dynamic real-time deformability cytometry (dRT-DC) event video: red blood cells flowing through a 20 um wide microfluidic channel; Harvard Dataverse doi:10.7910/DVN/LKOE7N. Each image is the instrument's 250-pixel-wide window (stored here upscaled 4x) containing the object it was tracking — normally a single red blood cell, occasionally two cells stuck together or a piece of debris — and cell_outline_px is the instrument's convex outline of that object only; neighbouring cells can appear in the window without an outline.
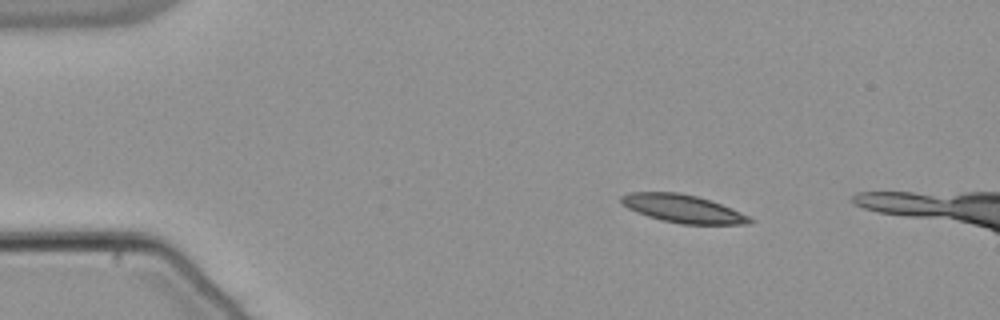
{"species": "common noctule bat (a hibernating species)", "species_latin": "Nyctalus noctula", "temperature_condition": "warm", "stored_images_in_passage": 47, "camera_frame_rate_fps": 3000, "um_per_image_px": 0.085, "animal": {"sex": "male", "body_mass_g": 21.5, "forearm_length_mm": 52.0}, "frame": {"image": 1, "passage_image": 1, "time_ms": 0.0, "image_size_px": [1000, 320], "cell_outline_px": [[756, 220], [752, 224], [680, 224], [648, 216], [636, 212], [628, 208], [620, 200], [620, 196], [628, 192], [676, 192], [696, 196], [720, 204], [740, 212]], "centroid_in_image_um": [58.04, 17.74], "position_along_channel_um": 27.0, "area_um2": 20.75}}
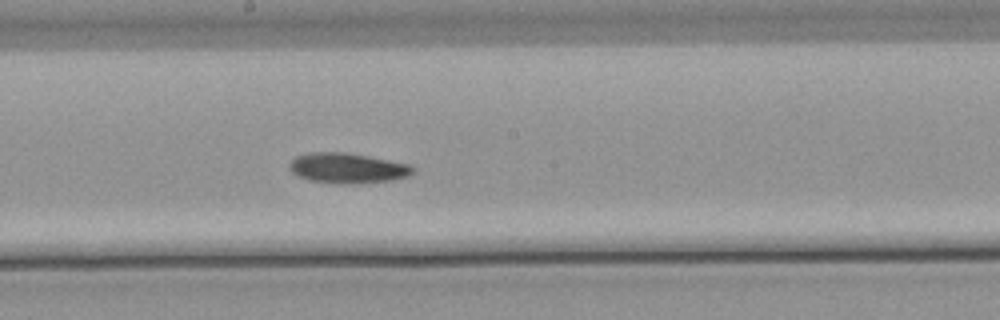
{"frame": {"image": 2, "passage_image": 22, "time_ms": 7.0, "image_size_px": [1000, 320], "cell_outline_px": [[412, 172], [408, 176], [392, 180], [348, 184], [308, 180], [296, 176], [288, 168], [288, 164], [296, 156], [308, 152], [344, 152], [368, 156], [408, 164], [412, 168]], "centroid_in_image_um": [29.45, 14.28], "position_along_channel_um": 218.7, "area_um2": 21.56}}
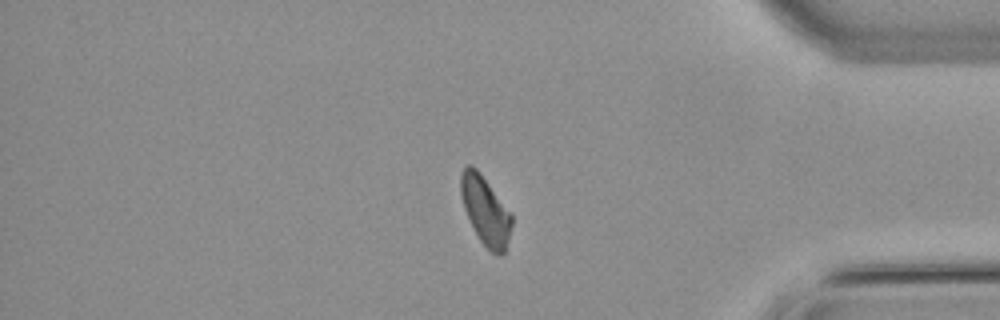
{"frame": {"image": 3, "passage_image": 38, "time_ms": 12.333, "image_size_px": [1000, 320], "cell_outline_px": [[512, 224], [508, 240], [504, 252], [492, 252], [480, 240], [464, 208], [460, 192], [460, 172], [468, 164], [472, 164], [480, 172], [512, 212]], "centroid_in_image_um": [41.26, 17.81], "position_along_channel_um": 393.9, "area_um2": 20.11}, "authors_computed_cell_mechanics": {"area_um2": 20.8658, "velocity_mm_per_s": 3.7725, "shape_relaxation_time_tau1_ms": 6.6732, "shape_relaxation_time_tau2_ms": null, "deformation_change_tau1": 0.1453, "deformation_change_tau2": null}}